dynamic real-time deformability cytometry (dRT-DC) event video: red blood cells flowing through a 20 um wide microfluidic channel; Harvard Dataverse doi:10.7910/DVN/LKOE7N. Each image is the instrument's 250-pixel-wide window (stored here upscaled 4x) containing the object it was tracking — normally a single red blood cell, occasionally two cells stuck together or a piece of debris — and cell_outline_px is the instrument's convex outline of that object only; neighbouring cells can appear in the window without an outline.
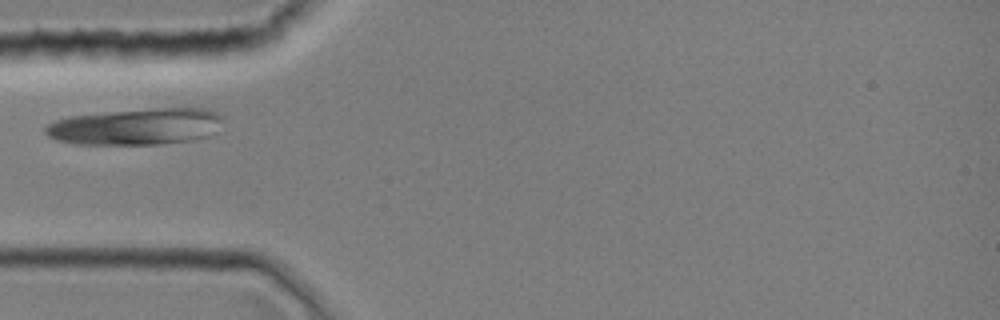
{"species": "common noctule bat (a hibernating species)", "species_latin": "Nyctalus noctula", "temperature_condition": "room temperature", "stored_images_in_passage": 8, "camera_frame_rate_fps": 3000, "um_per_image_px": 0.085, "animal": {"sex": "female", "body_mass_g": 19.0, "forearm_length_mm": 51.5}, "frame": {"image": 1, "passage_image": 3, "time_ms": 0.667, "image_size_px": [1000, 320], "cell_outline_px": [[224, 116], [208, 136], [192, 140], [160, 144], [76, 144], [56, 140], [48, 136], [44, 132], [44, 128], [48, 124], [56, 120], [68, 116], [156, 108], [208, 108]], "centroid_in_image_um": [11.53, 10.76], "position_along_channel_um": 73.5, "area_um2": 37.45}}
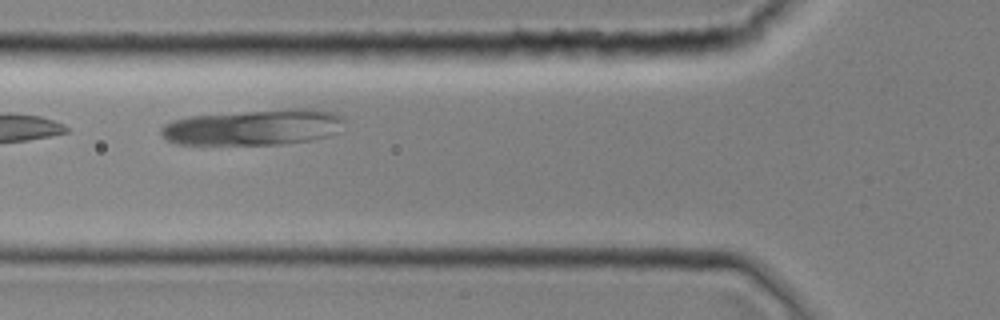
{"frame": {"image": 2, "passage_image": 5, "time_ms": 1.333, "image_size_px": [1000, 320], "cell_outline_px": [[344, 120], [336, 132], [328, 136], [312, 140], [280, 144], [176, 144], [168, 140], [160, 132], [160, 128], [164, 124], [172, 120], [188, 116], [292, 108], [308, 108], [332, 112], [340, 116]], "centroid_in_image_um": [21.53, 10.81], "position_along_channel_um": 104.3, "area_um2": 38.03}}